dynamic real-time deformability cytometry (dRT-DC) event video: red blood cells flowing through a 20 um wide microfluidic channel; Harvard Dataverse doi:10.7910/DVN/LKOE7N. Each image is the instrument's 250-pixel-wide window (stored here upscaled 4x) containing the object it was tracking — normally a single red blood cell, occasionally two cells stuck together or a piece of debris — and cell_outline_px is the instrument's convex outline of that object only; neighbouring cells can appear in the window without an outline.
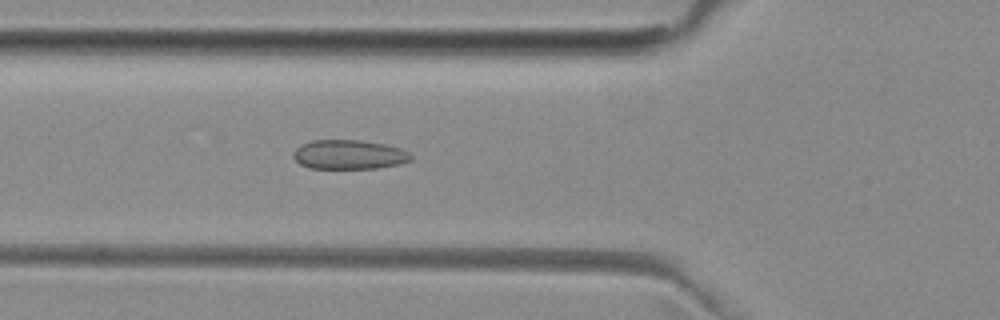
{"species": "common noctule bat (a hibernating species)", "species_latin": "Nyctalus noctula", "temperature_condition": "room temperature", "stored_images_in_passage": 37, "camera_frame_rate_fps": 3000, "um_per_image_px": 0.085, "animal": {"sex": "female", "body_mass_g": 29.2, "forearm_length_mm": 56.3}, "frame": {"image": 1, "passage_image": 4, "time_ms": 1.0, "image_size_px": [1000, 320], "cell_outline_px": [[412, 160], [400, 164], [376, 168], [308, 168], [300, 164], [292, 156], [292, 152], [300, 144], [312, 140], [360, 140], [384, 144], [400, 148], [408, 152], [412, 156]], "centroid_in_image_um": [29.64, 13.13], "position_along_channel_um": 96.2, "area_um2": 20.17}}
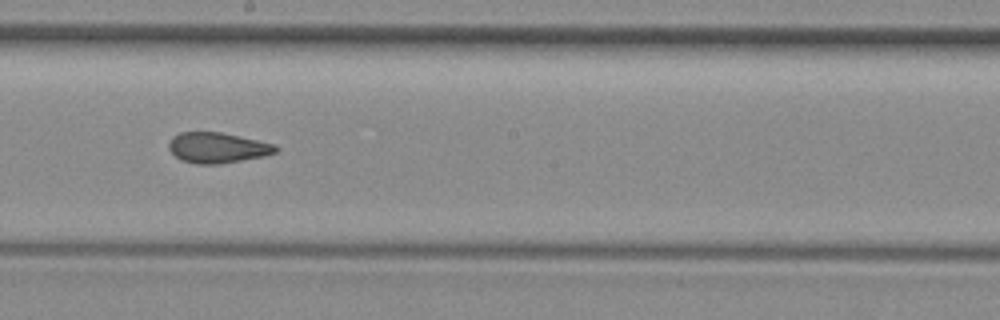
{"frame": {"image": 2, "passage_image": 14, "time_ms": 4.333, "image_size_px": [1000, 320], "cell_outline_px": [[280, 148], [276, 152], [264, 156], [220, 164], [196, 164], [180, 160], [168, 148], [168, 144], [172, 136], [180, 132], [220, 132], [276, 144]], "centroid_in_image_um": [18.48, 12.56], "position_along_channel_um": 229.7, "area_um2": 19.07}}
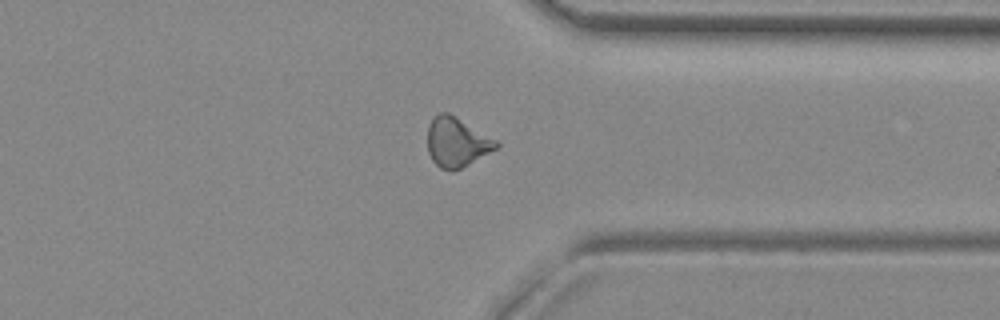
{"frame": {"image": 3, "passage_image": 25, "time_ms": 8.0, "image_size_px": [1000, 320], "cell_outline_px": [[500, 144], [496, 148], [468, 164], [452, 172], [440, 168], [432, 160], [428, 152], [428, 124], [432, 116], [440, 112], [448, 112], [456, 116], [496, 140]], "centroid_in_image_um": [38.78, 12.07], "position_along_channel_um": 372.6, "area_um2": 19.71}, "authors_computed_cell_mechanics": {"area_um2": 19.4208, "velocity_mm_per_s": 3.9943, "shape_relaxation_time_tau1_ms": null, "shape_relaxation_time_tau2_ms": 1.74, "deformation_change_tau1": null, "deformation_change_tau2": 0.0829}}